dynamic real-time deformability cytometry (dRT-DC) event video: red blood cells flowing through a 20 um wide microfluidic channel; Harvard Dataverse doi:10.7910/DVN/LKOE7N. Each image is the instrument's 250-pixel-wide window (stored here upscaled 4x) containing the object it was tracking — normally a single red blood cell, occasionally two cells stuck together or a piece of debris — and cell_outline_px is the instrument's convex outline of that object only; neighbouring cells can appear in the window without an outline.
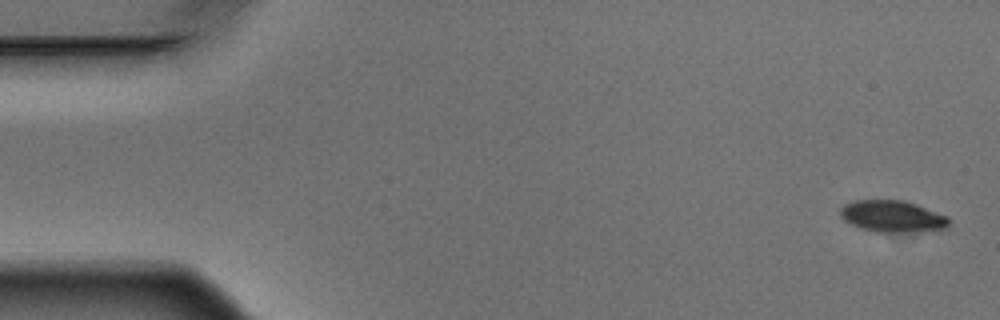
{"species": "Egyptian fruit bat (a non-hibernating species)", "species_latin": "Rousettus aegyptiacus", "temperature_condition": "warm", "stored_images_in_passage": 5, "camera_frame_rate_fps": 3000, "um_per_image_px": 0.085, "animal": {"sex": "male"}, "frame": {"image": 1, "passage_image": 1, "time_ms": 0.0, "image_size_px": [1000, 320], "cell_outline_px": [[948, 224], [944, 228], [924, 232], [876, 232], [860, 228], [844, 220], [840, 216], [840, 208], [844, 204], [852, 200], [904, 200], [916, 204], [948, 216]], "centroid_in_image_um": [75.83, 18.39], "position_along_channel_um": 9.2, "area_um2": 20.17}}
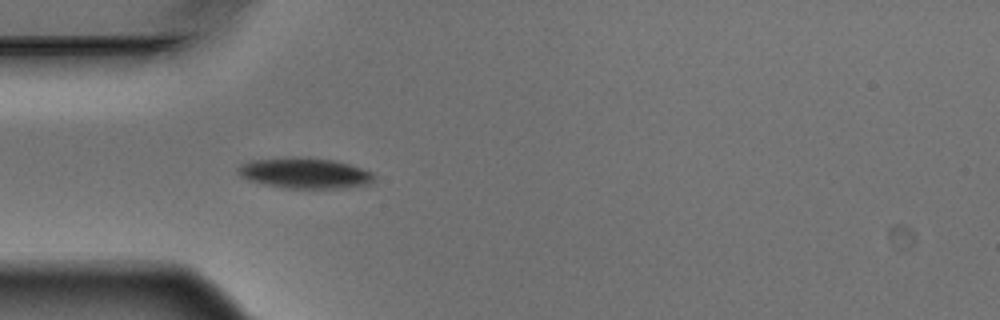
{"frame": {"image": 2, "passage_image": 5, "time_ms": 1.333, "image_size_px": [1000, 320], "cell_outline_px": [[376, 176], [368, 184], [344, 188], [284, 188], [264, 184], [248, 180], [240, 176], [236, 172], [236, 168], [240, 164], [248, 160], [288, 156], [308, 156], [336, 160], [352, 164], [372, 172]], "centroid_in_image_um": [25.86, 14.68], "position_along_channel_um": 59.1, "area_um2": 25.03}}